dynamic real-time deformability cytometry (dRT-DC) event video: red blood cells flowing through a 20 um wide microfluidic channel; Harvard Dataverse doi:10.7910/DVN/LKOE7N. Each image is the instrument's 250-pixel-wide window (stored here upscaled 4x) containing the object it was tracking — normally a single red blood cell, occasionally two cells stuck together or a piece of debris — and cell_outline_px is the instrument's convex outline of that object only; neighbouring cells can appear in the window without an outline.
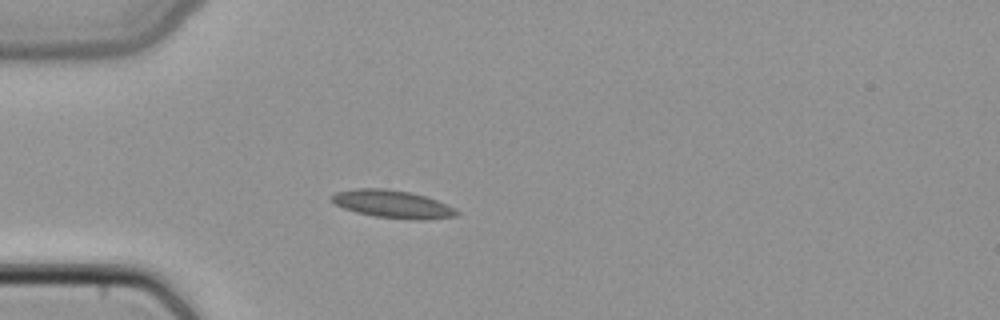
{"species": "common noctule bat (a hibernating species)", "species_latin": "Nyctalus noctula", "temperature_condition": "cold", "stored_images_in_passage": 16, "camera_frame_rate_fps": 3000, "um_per_image_px": 0.085, "animal": {"sex": "female", "body_mass_g": 22.7, "forearm_length_mm": 54.2}, "frame": {"image": 1, "passage_image": 5, "time_ms": 1.333, "image_size_px": [1000, 320], "cell_outline_px": [[460, 212], [456, 216], [428, 220], [408, 220], [376, 216], [356, 212], [344, 208], [336, 204], [332, 200], [332, 196], [336, 192], [356, 188], [384, 188], [412, 192], [436, 200], [456, 208]], "centroid_in_image_um": [33.42, 17.35], "position_along_channel_um": 51.6, "area_um2": 20.29}}
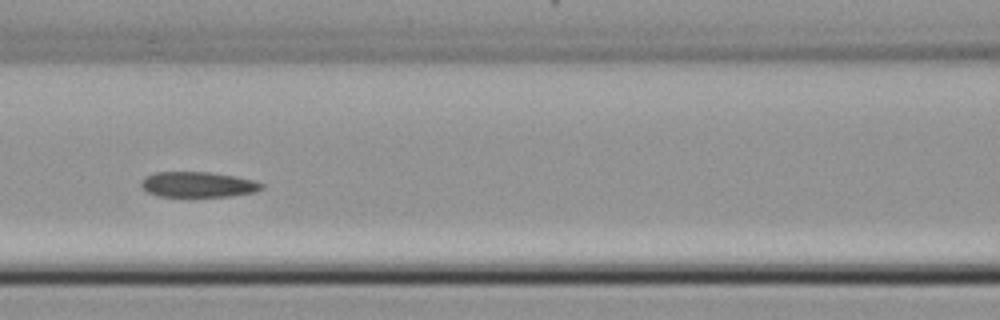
{"frame": {"image": 2, "passage_image": 13, "time_ms": 4.0, "image_size_px": [1000, 320], "cell_outline_px": [[264, 188], [256, 192], [228, 196], [160, 196], [148, 192], [140, 184], [152, 172], [208, 172], [236, 176], [252, 180], [264, 184]], "centroid_in_image_um": [16.88, 15.68], "position_along_channel_um": 149.7, "area_um2": 17.63}}
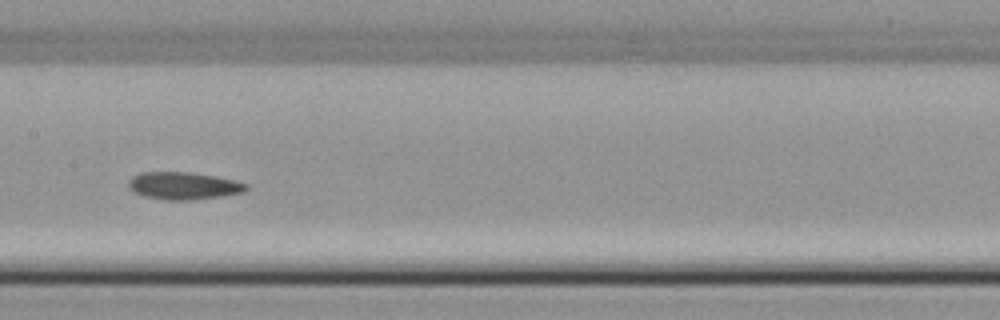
{"frame": {"image": 3, "passage_image": 16, "time_ms": 5.0, "image_size_px": [1000, 320], "cell_outline_px": [[248, 188], [244, 192], [220, 196], [192, 200], [164, 200], [144, 196], [128, 188], [128, 180], [132, 176], [140, 172], [192, 172], [216, 176], [248, 184]], "centroid_in_image_um": [15.57, 15.78], "position_along_channel_um": 191.8, "area_um2": 18.84}}